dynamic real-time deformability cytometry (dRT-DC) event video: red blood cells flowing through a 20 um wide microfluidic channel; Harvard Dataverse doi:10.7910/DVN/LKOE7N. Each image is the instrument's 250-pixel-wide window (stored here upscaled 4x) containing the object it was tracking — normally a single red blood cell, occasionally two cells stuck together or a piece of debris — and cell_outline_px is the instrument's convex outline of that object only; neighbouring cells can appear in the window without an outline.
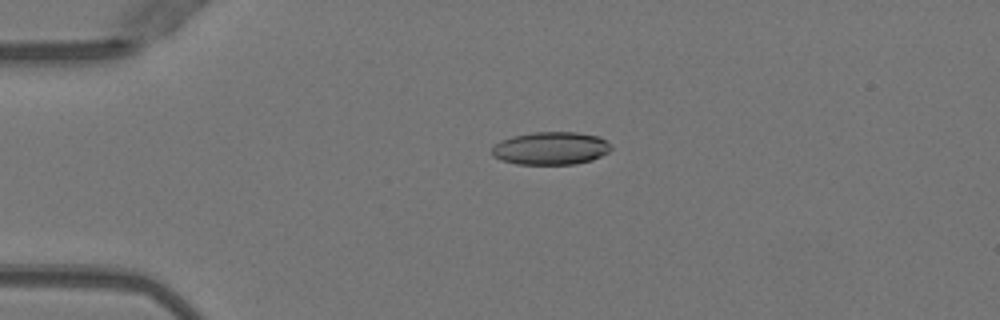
{"species": "Egyptian fruit bat (a non-hibernating species)", "species_latin": "Rousettus aegyptiacus", "temperature_condition": "warm", "stored_images_in_passage": 8, "camera_frame_rate_fps": 3000, "um_per_image_px": 0.085, "animal": {"sex": "female"}, "frame": {"image": 1, "passage_image": 1, "time_ms": 0.0, "image_size_px": [1000, 320], "cell_outline_px": [[612, 148], [608, 152], [592, 160], [576, 164], [516, 164], [500, 160], [492, 156], [492, 148], [500, 140], [512, 136], [532, 132], [576, 132], [600, 136], [612, 144]], "centroid_in_image_um": [46.83, 12.6], "position_along_channel_um": 38.2, "area_um2": 23.06}}
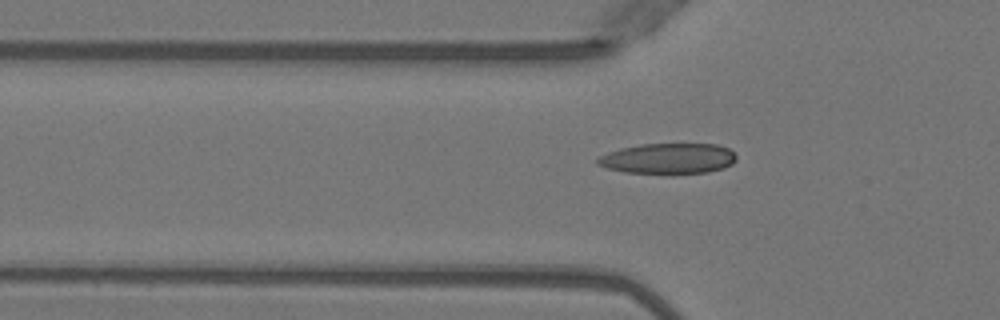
{"frame": {"image": 2, "passage_image": 6, "time_ms": 1.667, "image_size_px": [1000, 320], "cell_outline_px": [[736, 160], [732, 164], [724, 168], [708, 172], [672, 176], [624, 172], [608, 168], [596, 164], [596, 160], [600, 156], [608, 152], [620, 148], [640, 144], [716, 144], [728, 148], [736, 156]], "centroid_in_image_um": [56.8, 13.51], "position_along_channel_um": 69.0, "area_um2": 25.49}}